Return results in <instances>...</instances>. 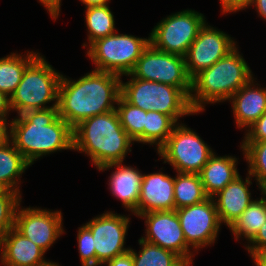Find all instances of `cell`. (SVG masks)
Returning a JSON list of instances; mask_svg holds the SVG:
<instances>
[{
    "label": "cell",
    "instance_id": "f546056e",
    "mask_svg": "<svg viewBox=\"0 0 266 266\" xmlns=\"http://www.w3.org/2000/svg\"><path fill=\"white\" fill-rule=\"evenodd\" d=\"M121 126L134 140V142L144 144V125L146 111L126 102L119 97L116 109Z\"/></svg>",
    "mask_w": 266,
    "mask_h": 266
},
{
    "label": "cell",
    "instance_id": "5b68a950",
    "mask_svg": "<svg viewBox=\"0 0 266 266\" xmlns=\"http://www.w3.org/2000/svg\"><path fill=\"white\" fill-rule=\"evenodd\" d=\"M126 82L121 78L120 96L144 111H157L171 116L177 123L181 117L197 115L190 105L191 89L134 78L130 73Z\"/></svg>",
    "mask_w": 266,
    "mask_h": 266
},
{
    "label": "cell",
    "instance_id": "8992f818",
    "mask_svg": "<svg viewBox=\"0 0 266 266\" xmlns=\"http://www.w3.org/2000/svg\"><path fill=\"white\" fill-rule=\"evenodd\" d=\"M61 75L46 61L45 56L39 54L26 67L16 91L10 97L12 112H17L18 116L30 110L58 107ZM49 103H52L51 106Z\"/></svg>",
    "mask_w": 266,
    "mask_h": 266
},
{
    "label": "cell",
    "instance_id": "60d3db41",
    "mask_svg": "<svg viewBox=\"0 0 266 266\" xmlns=\"http://www.w3.org/2000/svg\"><path fill=\"white\" fill-rule=\"evenodd\" d=\"M251 259L255 266H266V246L260 248Z\"/></svg>",
    "mask_w": 266,
    "mask_h": 266
},
{
    "label": "cell",
    "instance_id": "277c9868",
    "mask_svg": "<svg viewBox=\"0 0 266 266\" xmlns=\"http://www.w3.org/2000/svg\"><path fill=\"white\" fill-rule=\"evenodd\" d=\"M253 77L250 66L236 46L191 79L190 105L197 114L203 113L206 104L228 101Z\"/></svg>",
    "mask_w": 266,
    "mask_h": 266
},
{
    "label": "cell",
    "instance_id": "3957f363",
    "mask_svg": "<svg viewBox=\"0 0 266 266\" xmlns=\"http://www.w3.org/2000/svg\"><path fill=\"white\" fill-rule=\"evenodd\" d=\"M134 140L121 126L116 110L95 115L73 128V150L88 156L96 169L124 162Z\"/></svg>",
    "mask_w": 266,
    "mask_h": 266
},
{
    "label": "cell",
    "instance_id": "603a6c76",
    "mask_svg": "<svg viewBox=\"0 0 266 266\" xmlns=\"http://www.w3.org/2000/svg\"><path fill=\"white\" fill-rule=\"evenodd\" d=\"M39 52L33 50L18 54L10 53L0 58V91L11 97L18 84L21 81L22 75L26 67L39 55Z\"/></svg>",
    "mask_w": 266,
    "mask_h": 266
},
{
    "label": "cell",
    "instance_id": "b9f144b4",
    "mask_svg": "<svg viewBox=\"0 0 266 266\" xmlns=\"http://www.w3.org/2000/svg\"><path fill=\"white\" fill-rule=\"evenodd\" d=\"M86 7L89 6H99V5H109L111 0H79Z\"/></svg>",
    "mask_w": 266,
    "mask_h": 266
},
{
    "label": "cell",
    "instance_id": "e0dca14e",
    "mask_svg": "<svg viewBox=\"0 0 266 266\" xmlns=\"http://www.w3.org/2000/svg\"><path fill=\"white\" fill-rule=\"evenodd\" d=\"M160 172L143 173L138 216L147 212L175 210L174 177Z\"/></svg>",
    "mask_w": 266,
    "mask_h": 266
},
{
    "label": "cell",
    "instance_id": "44dd1931",
    "mask_svg": "<svg viewBox=\"0 0 266 266\" xmlns=\"http://www.w3.org/2000/svg\"><path fill=\"white\" fill-rule=\"evenodd\" d=\"M239 158L232 155L217 156L214 153L199 173L205 193L212 198L228 183L239 176L237 163Z\"/></svg>",
    "mask_w": 266,
    "mask_h": 266
},
{
    "label": "cell",
    "instance_id": "6da1fadb",
    "mask_svg": "<svg viewBox=\"0 0 266 266\" xmlns=\"http://www.w3.org/2000/svg\"><path fill=\"white\" fill-rule=\"evenodd\" d=\"M121 76L92 69L79 79L61 75L58 112L72 128L81 121L116 109Z\"/></svg>",
    "mask_w": 266,
    "mask_h": 266
},
{
    "label": "cell",
    "instance_id": "8fae6325",
    "mask_svg": "<svg viewBox=\"0 0 266 266\" xmlns=\"http://www.w3.org/2000/svg\"><path fill=\"white\" fill-rule=\"evenodd\" d=\"M129 216L130 214L126 216L114 211H104L85 223L93 236L96 266H102L105 262L130 251L131 247H125L131 220Z\"/></svg>",
    "mask_w": 266,
    "mask_h": 266
},
{
    "label": "cell",
    "instance_id": "d6a6232c",
    "mask_svg": "<svg viewBox=\"0 0 266 266\" xmlns=\"http://www.w3.org/2000/svg\"><path fill=\"white\" fill-rule=\"evenodd\" d=\"M244 135L242 142L266 141V112L245 131Z\"/></svg>",
    "mask_w": 266,
    "mask_h": 266
},
{
    "label": "cell",
    "instance_id": "4fadbf2b",
    "mask_svg": "<svg viewBox=\"0 0 266 266\" xmlns=\"http://www.w3.org/2000/svg\"><path fill=\"white\" fill-rule=\"evenodd\" d=\"M63 215L60 210L18 205L14 228L39 246L45 253L66 231L63 229Z\"/></svg>",
    "mask_w": 266,
    "mask_h": 266
},
{
    "label": "cell",
    "instance_id": "30bf717a",
    "mask_svg": "<svg viewBox=\"0 0 266 266\" xmlns=\"http://www.w3.org/2000/svg\"><path fill=\"white\" fill-rule=\"evenodd\" d=\"M130 74L137 79L191 89L185 57L155 49L151 44L143 51Z\"/></svg>",
    "mask_w": 266,
    "mask_h": 266
},
{
    "label": "cell",
    "instance_id": "ac0fdd59",
    "mask_svg": "<svg viewBox=\"0 0 266 266\" xmlns=\"http://www.w3.org/2000/svg\"><path fill=\"white\" fill-rule=\"evenodd\" d=\"M246 175L245 181L239 175L212 197L221 225L224 223L228 228L254 200L249 189L253 184L252 177L249 173Z\"/></svg>",
    "mask_w": 266,
    "mask_h": 266
},
{
    "label": "cell",
    "instance_id": "83f0119b",
    "mask_svg": "<svg viewBox=\"0 0 266 266\" xmlns=\"http://www.w3.org/2000/svg\"><path fill=\"white\" fill-rule=\"evenodd\" d=\"M177 124L171 116L157 111L146 112L144 144L155 145L157 151L168 140Z\"/></svg>",
    "mask_w": 266,
    "mask_h": 266
},
{
    "label": "cell",
    "instance_id": "7bdbcfd3",
    "mask_svg": "<svg viewBox=\"0 0 266 266\" xmlns=\"http://www.w3.org/2000/svg\"><path fill=\"white\" fill-rule=\"evenodd\" d=\"M9 190L0 183V197H3Z\"/></svg>",
    "mask_w": 266,
    "mask_h": 266
},
{
    "label": "cell",
    "instance_id": "ee69618b",
    "mask_svg": "<svg viewBox=\"0 0 266 266\" xmlns=\"http://www.w3.org/2000/svg\"><path fill=\"white\" fill-rule=\"evenodd\" d=\"M40 266H60V265H59V263L53 262V261L48 259V261L45 264L40 265Z\"/></svg>",
    "mask_w": 266,
    "mask_h": 266
},
{
    "label": "cell",
    "instance_id": "8d00e7d4",
    "mask_svg": "<svg viewBox=\"0 0 266 266\" xmlns=\"http://www.w3.org/2000/svg\"><path fill=\"white\" fill-rule=\"evenodd\" d=\"M11 136V121L6 117H0V146L10 142Z\"/></svg>",
    "mask_w": 266,
    "mask_h": 266
},
{
    "label": "cell",
    "instance_id": "7402d4cb",
    "mask_svg": "<svg viewBox=\"0 0 266 266\" xmlns=\"http://www.w3.org/2000/svg\"><path fill=\"white\" fill-rule=\"evenodd\" d=\"M30 166L32 165L11 141L0 146V183L9 191L17 192L22 196L21 177Z\"/></svg>",
    "mask_w": 266,
    "mask_h": 266
},
{
    "label": "cell",
    "instance_id": "2e32d148",
    "mask_svg": "<svg viewBox=\"0 0 266 266\" xmlns=\"http://www.w3.org/2000/svg\"><path fill=\"white\" fill-rule=\"evenodd\" d=\"M123 163L125 162L108 164L97 170L103 172L115 168L108 177L109 190L112 196L119 199L123 207L131 212V215L138 217V202L143 173L135 166H126Z\"/></svg>",
    "mask_w": 266,
    "mask_h": 266
},
{
    "label": "cell",
    "instance_id": "ffe728a7",
    "mask_svg": "<svg viewBox=\"0 0 266 266\" xmlns=\"http://www.w3.org/2000/svg\"><path fill=\"white\" fill-rule=\"evenodd\" d=\"M46 253L14 227L0 243V264L3 266H40L45 264Z\"/></svg>",
    "mask_w": 266,
    "mask_h": 266
},
{
    "label": "cell",
    "instance_id": "d4e9b609",
    "mask_svg": "<svg viewBox=\"0 0 266 266\" xmlns=\"http://www.w3.org/2000/svg\"><path fill=\"white\" fill-rule=\"evenodd\" d=\"M208 198L199 174L176 173L174 176L175 210L199 204Z\"/></svg>",
    "mask_w": 266,
    "mask_h": 266
},
{
    "label": "cell",
    "instance_id": "484cf974",
    "mask_svg": "<svg viewBox=\"0 0 266 266\" xmlns=\"http://www.w3.org/2000/svg\"><path fill=\"white\" fill-rule=\"evenodd\" d=\"M85 23L88 42L82 47L88 48L96 40L115 33V18L109 5L89 6L85 8Z\"/></svg>",
    "mask_w": 266,
    "mask_h": 266
},
{
    "label": "cell",
    "instance_id": "74e56055",
    "mask_svg": "<svg viewBox=\"0 0 266 266\" xmlns=\"http://www.w3.org/2000/svg\"><path fill=\"white\" fill-rule=\"evenodd\" d=\"M102 266H133L132 254L128 251L123 255L117 256L112 260L105 262Z\"/></svg>",
    "mask_w": 266,
    "mask_h": 266
},
{
    "label": "cell",
    "instance_id": "cb8c5ba5",
    "mask_svg": "<svg viewBox=\"0 0 266 266\" xmlns=\"http://www.w3.org/2000/svg\"><path fill=\"white\" fill-rule=\"evenodd\" d=\"M261 195L260 199L251 202L229 228L236 241L245 238L249 242L266 222V192L262 191Z\"/></svg>",
    "mask_w": 266,
    "mask_h": 266
},
{
    "label": "cell",
    "instance_id": "7a4b0ae2",
    "mask_svg": "<svg viewBox=\"0 0 266 266\" xmlns=\"http://www.w3.org/2000/svg\"><path fill=\"white\" fill-rule=\"evenodd\" d=\"M10 141L33 165L51 153L73 151V128L59 117L58 107L30 110L11 119Z\"/></svg>",
    "mask_w": 266,
    "mask_h": 266
},
{
    "label": "cell",
    "instance_id": "d6986e66",
    "mask_svg": "<svg viewBox=\"0 0 266 266\" xmlns=\"http://www.w3.org/2000/svg\"><path fill=\"white\" fill-rule=\"evenodd\" d=\"M256 80L253 77L228 100L238 129L246 131L266 112V87Z\"/></svg>",
    "mask_w": 266,
    "mask_h": 266
},
{
    "label": "cell",
    "instance_id": "9a60e30c",
    "mask_svg": "<svg viewBox=\"0 0 266 266\" xmlns=\"http://www.w3.org/2000/svg\"><path fill=\"white\" fill-rule=\"evenodd\" d=\"M237 43L234 37L206 22L185 56L188 76L192 79L202 70L211 67L238 46Z\"/></svg>",
    "mask_w": 266,
    "mask_h": 266
},
{
    "label": "cell",
    "instance_id": "f1b7e54d",
    "mask_svg": "<svg viewBox=\"0 0 266 266\" xmlns=\"http://www.w3.org/2000/svg\"><path fill=\"white\" fill-rule=\"evenodd\" d=\"M240 148L247 162V172L255 180L259 191H266V141L241 142Z\"/></svg>",
    "mask_w": 266,
    "mask_h": 266
},
{
    "label": "cell",
    "instance_id": "d590c367",
    "mask_svg": "<svg viewBox=\"0 0 266 266\" xmlns=\"http://www.w3.org/2000/svg\"><path fill=\"white\" fill-rule=\"evenodd\" d=\"M42 6L47 10L50 17L56 21L61 12L62 0H38Z\"/></svg>",
    "mask_w": 266,
    "mask_h": 266
},
{
    "label": "cell",
    "instance_id": "4dcf8cb0",
    "mask_svg": "<svg viewBox=\"0 0 266 266\" xmlns=\"http://www.w3.org/2000/svg\"><path fill=\"white\" fill-rule=\"evenodd\" d=\"M22 196L14 191H8L0 197V243L8 231L14 227L15 214Z\"/></svg>",
    "mask_w": 266,
    "mask_h": 266
},
{
    "label": "cell",
    "instance_id": "f35d334b",
    "mask_svg": "<svg viewBox=\"0 0 266 266\" xmlns=\"http://www.w3.org/2000/svg\"><path fill=\"white\" fill-rule=\"evenodd\" d=\"M11 111L10 97L0 91V117L9 118Z\"/></svg>",
    "mask_w": 266,
    "mask_h": 266
},
{
    "label": "cell",
    "instance_id": "836d02e7",
    "mask_svg": "<svg viewBox=\"0 0 266 266\" xmlns=\"http://www.w3.org/2000/svg\"><path fill=\"white\" fill-rule=\"evenodd\" d=\"M244 245L249 256L252 257L260 248L266 246V222L261 226L256 235Z\"/></svg>",
    "mask_w": 266,
    "mask_h": 266
},
{
    "label": "cell",
    "instance_id": "7c38bea8",
    "mask_svg": "<svg viewBox=\"0 0 266 266\" xmlns=\"http://www.w3.org/2000/svg\"><path fill=\"white\" fill-rule=\"evenodd\" d=\"M186 243L195 251L212 246L219 237L221 223L213 198L176 209Z\"/></svg>",
    "mask_w": 266,
    "mask_h": 266
},
{
    "label": "cell",
    "instance_id": "5bb4252c",
    "mask_svg": "<svg viewBox=\"0 0 266 266\" xmlns=\"http://www.w3.org/2000/svg\"><path fill=\"white\" fill-rule=\"evenodd\" d=\"M138 218L145 220V235L142 240L171 250L179 255L189 266L197 254L187 243L183 235L176 210L147 212Z\"/></svg>",
    "mask_w": 266,
    "mask_h": 266
},
{
    "label": "cell",
    "instance_id": "e575fe53",
    "mask_svg": "<svg viewBox=\"0 0 266 266\" xmlns=\"http://www.w3.org/2000/svg\"><path fill=\"white\" fill-rule=\"evenodd\" d=\"M220 1V9L222 14H231L238 12L240 10L249 9L251 7L252 0H219Z\"/></svg>",
    "mask_w": 266,
    "mask_h": 266
},
{
    "label": "cell",
    "instance_id": "4316f807",
    "mask_svg": "<svg viewBox=\"0 0 266 266\" xmlns=\"http://www.w3.org/2000/svg\"><path fill=\"white\" fill-rule=\"evenodd\" d=\"M139 248H130L133 257V266H189L175 252L159 247L158 245L138 239Z\"/></svg>",
    "mask_w": 266,
    "mask_h": 266
},
{
    "label": "cell",
    "instance_id": "9c48e42d",
    "mask_svg": "<svg viewBox=\"0 0 266 266\" xmlns=\"http://www.w3.org/2000/svg\"><path fill=\"white\" fill-rule=\"evenodd\" d=\"M205 16L192 9L167 15L151 30L150 44L157 50L185 57L200 29L207 22Z\"/></svg>",
    "mask_w": 266,
    "mask_h": 266
},
{
    "label": "cell",
    "instance_id": "ab89813d",
    "mask_svg": "<svg viewBox=\"0 0 266 266\" xmlns=\"http://www.w3.org/2000/svg\"><path fill=\"white\" fill-rule=\"evenodd\" d=\"M251 6L255 8L258 16L266 21V0H252Z\"/></svg>",
    "mask_w": 266,
    "mask_h": 266
},
{
    "label": "cell",
    "instance_id": "1f68e13d",
    "mask_svg": "<svg viewBox=\"0 0 266 266\" xmlns=\"http://www.w3.org/2000/svg\"><path fill=\"white\" fill-rule=\"evenodd\" d=\"M76 238L81 265L96 266V251L93 244V236L85 224L78 227Z\"/></svg>",
    "mask_w": 266,
    "mask_h": 266
},
{
    "label": "cell",
    "instance_id": "52a82bcc",
    "mask_svg": "<svg viewBox=\"0 0 266 266\" xmlns=\"http://www.w3.org/2000/svg\"><path fill=\"white\" fill-rule=\"evenodd\" d=\"M150 44V36L140 38L131 34L118 33L100 38L86 50L94 64V70L113 73L123 77L135 67L143 51Z\"/></svg>",
    "mask_w": 266,
    "mask_h": 266
},
{
    "label": "cell",
    "instance_id": "ba28073f",
    "mask_svg": "<svg viewBox=\"0 0 266 266\" xmlns=\"http://www.w3.org/2000/svg\"><path fill=\"white\" fill-rule=\"evenodd\" d=\"M215 152L192 128L178 123L157 154L175 172L199 174Z\"/></svg>",
    "mask_w": 266,
    "mask_h": 266
}]
</instances>
